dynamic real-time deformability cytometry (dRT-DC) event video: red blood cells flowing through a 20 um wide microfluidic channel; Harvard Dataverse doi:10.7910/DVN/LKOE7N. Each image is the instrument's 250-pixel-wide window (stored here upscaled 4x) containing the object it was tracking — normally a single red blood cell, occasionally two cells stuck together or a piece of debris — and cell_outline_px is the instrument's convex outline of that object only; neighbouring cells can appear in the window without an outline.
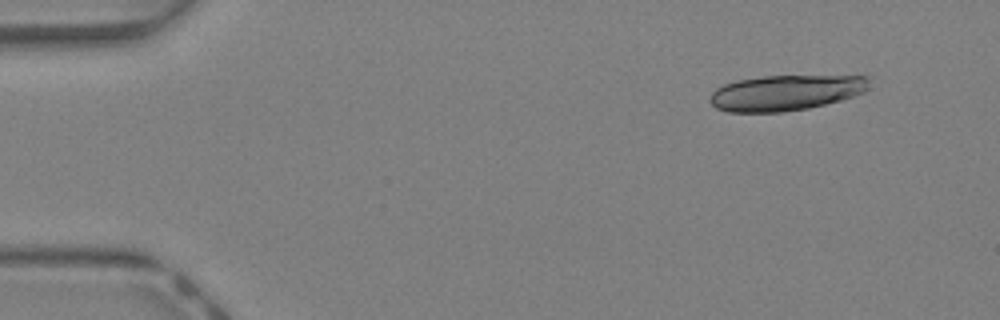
{"species": "Egyptian fruit bat (a non-hibernating species)", "species_latin": "Rousettus aegyptiacus", "temperature_condition": "warm", "stored_images_in_passage": 12, "camera_frame_rate_fps": 3000, "um_per_image_px": 0.085, "animal": {"sex": "female"}, "frame": {"image": 1, "passage_image": 1, "time_ms": 0.0, "image_size_px": [1000, 320], "cell_outline_px": [[872, 76], [864, 92], [840, 100], [808, 108], [780, 112], [728, 112], [716, 108], [708, 100], [712, 92], [716, 88], [724, 84], [736, 80], [764, 76]], "centroid_in_image_um": [66.74, 7.88], "position_along_channel_um": 18.3, "area_um2": 32.89}}